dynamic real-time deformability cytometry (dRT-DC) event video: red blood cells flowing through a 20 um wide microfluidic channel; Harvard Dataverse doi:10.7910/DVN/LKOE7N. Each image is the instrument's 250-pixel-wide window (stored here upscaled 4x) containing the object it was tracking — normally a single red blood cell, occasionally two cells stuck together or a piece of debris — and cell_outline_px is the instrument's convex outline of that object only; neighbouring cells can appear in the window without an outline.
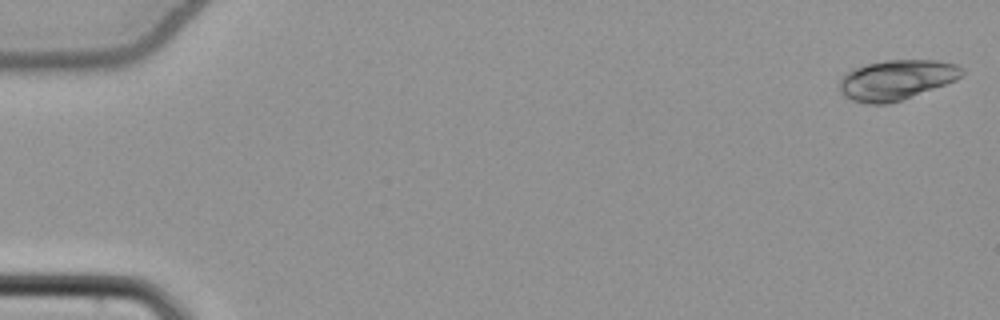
{"species": "common noctule bat (a hibernating species)", "species_latin": "Nyctalus noctula", "temperature_condition": "cold", "stored_images_in_passage": 53, "camera_frame_rate_fps": 3000, "um_per_image_px": 0.085, "animal": {"sex": "female", "body_mass_g": 22.7, "forearm_length_mm": 54.2}, "frame": {"image": 1, "passage_image": 1, "time_ms": 0.0, "image_size_px": [1000, 320], "cell_outline_px": [[964, 72], [956, 80], [900, 100], [888, 104], [868, 104], [852, 100], [844, 96], [840, 92], [840, 76], [852, 68], [884, 60], [936, 60], [956, 64], [964, 68]], "centroid_in_image_um": [76.16, 6.78], "position_along_channel_um": 8.8, "area_um2": 28.5}}
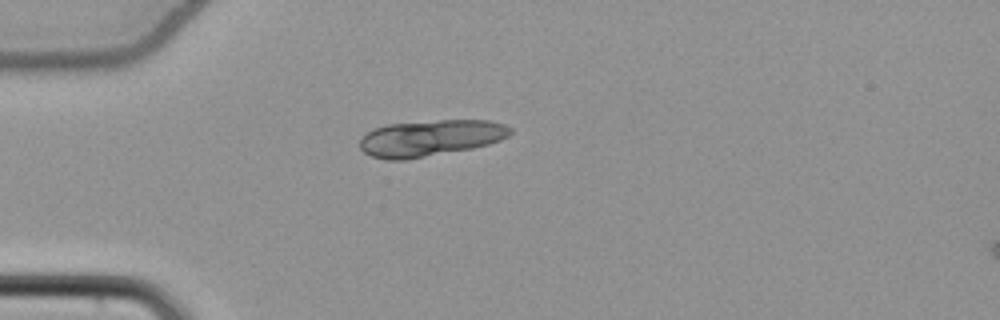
{"frame": {"image": 2, "passage_image": 15, "time_ms": 4.667, "image_size_px": [1000, 320], "cell_outline_px": [[512, 132], [508, 136], [500, 140], [488, 144], [472, 148], [404, 160], [384, 160], [372, 156], [364, 152], [360, 148], [360, 140], [368, 132], [376, 128], [388, 124], [440, 120], [492, 120], [504, 124], [512, 128]], "centroid_in_image_um": [36.61, 11.73], "position_along_channel_um": 48.4, "area_um2": 31.67}, "authors_computed_cell_mechanics": {"area_um2": 27.8018, "velocity_mm_per_s": 3.8578, "shape_relaxation_time_tau1_ms": null, "shape_relaxation_time_tau2_ms": 3.9007, "deformation_change_tau1": null, "deformation_change_tau2": 0.0981}}